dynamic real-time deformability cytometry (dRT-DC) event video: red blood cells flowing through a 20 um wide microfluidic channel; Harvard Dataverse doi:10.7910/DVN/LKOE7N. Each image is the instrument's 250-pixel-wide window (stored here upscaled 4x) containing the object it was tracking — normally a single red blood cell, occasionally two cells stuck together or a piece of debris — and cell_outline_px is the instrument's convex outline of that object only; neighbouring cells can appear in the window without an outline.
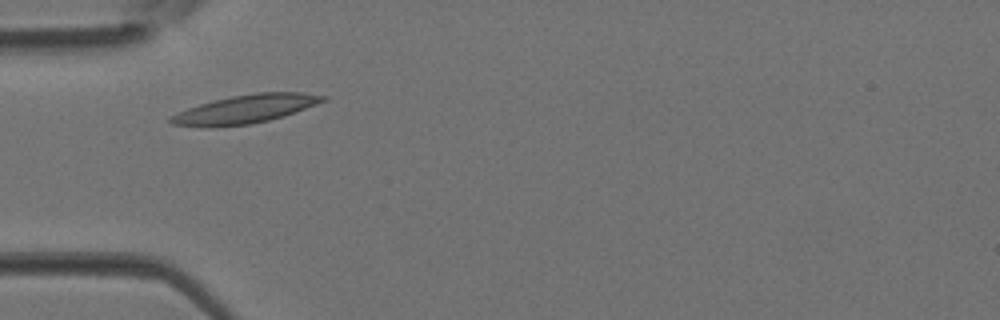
{"species": "Egyptian fruit bat (a non-hibernating species)", "species_latin": "Rousettus aegyptiacus", "temperature_condition": "room temperature", "stored_images_in_passage": 2, "camera_frame_rate_fps": 3000, "um_per_image_px": 0.085, "animal": {"sex": "female"}, "frame": {"image": 1, "passage_image": 2, "time_ms": 0.333, "image_size_px": [1000, 320], "cell_outline_px": [[328, 100], [284, 116], [252, 124], [212, 128], [200, 128], [172, 124], [168, 120], [168, 116], [188, 108], [200, 104], [232, 96], [256, 92], [304, 92], [328, 96]], "centroid_in_image_um": [20.84, 9.29], "position_along_channel_um": 64.2, "area_um2": 25.61}}